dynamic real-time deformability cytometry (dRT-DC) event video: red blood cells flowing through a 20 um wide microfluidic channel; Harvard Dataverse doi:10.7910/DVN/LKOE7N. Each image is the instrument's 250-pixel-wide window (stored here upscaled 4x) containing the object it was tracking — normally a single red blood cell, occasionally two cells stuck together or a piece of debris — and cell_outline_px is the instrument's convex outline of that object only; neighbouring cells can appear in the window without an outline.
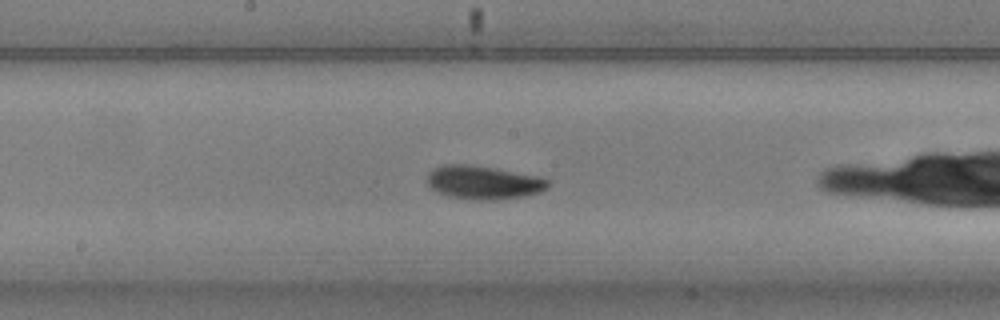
{"species": "common noctule bat (a hibernating species)", "species_latin": "Nyctalus noctula", "temperature_condition": "warm", "stored_images_in_passage": 14, "camera_frame_rate_fps": 3000, "um_per_image_px": 0.085, "animal": {"sex": "male", "body_mass_g": 20.5, "forearm_length_mm": 52.5}, "frame": {"image": 1, "passage_image": 12, "time_ms": 3.667, "image_size_px": [1000, 320], "cell_outline_px": [[548, 188], [540, 192], [524, 196], [496, 200], [480, 200], [448, 196], [432, 188], [428, 184], [428, 172], [432, 168], [444, 164], [464, 164], [496, 168], [536, 176], [548, 180]], "centroid_in_image_um": [41.08, 15.5], "position_along_channel_um": 207.1, "area_um2": 23.41}}